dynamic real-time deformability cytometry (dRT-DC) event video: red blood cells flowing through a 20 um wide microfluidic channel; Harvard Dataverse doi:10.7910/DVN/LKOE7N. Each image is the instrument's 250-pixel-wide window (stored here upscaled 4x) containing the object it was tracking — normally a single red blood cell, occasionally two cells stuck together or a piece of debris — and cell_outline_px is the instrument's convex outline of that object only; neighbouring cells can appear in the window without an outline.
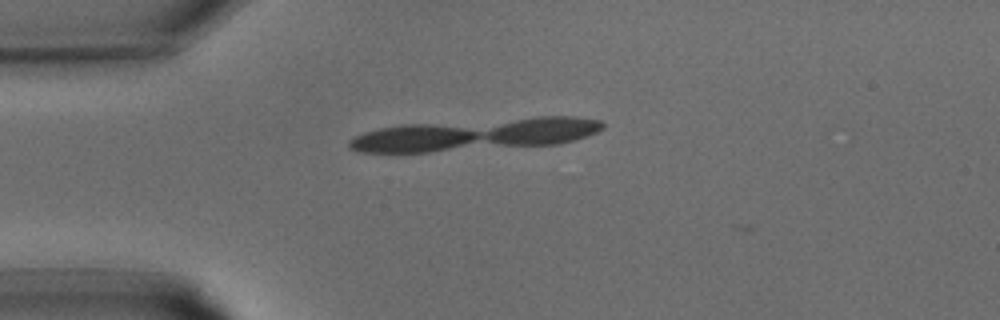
{"species": "common noctule bat (a hibernating species)", "species_latin": "Nyctalus noctula", "temperature_condition": "warm", "stored_images_in_passage": 11, "segment_of_instrument_passage": [2, 2], "camera_frame_rate_fps": 3000, "um_per_image_px": 0.085, "animal": {"sex": "male", "body_mass_g": 15.6}, "frame": {"image": 1, "passage_image": 8, "time_ms": 2.333, "image_size_px": [1000, 320], "cell_outline_px": [[476, 136], [452, 144], [436, 148], [412, 152], [384, 152], [356, 148], [352, 144], [356, 140], [364, 136], [376, 132], [392, 128], [444, 128], [472, 132]], "centroid_in_image_um": [34.93, 11.85], "position_along_channel_um": 50.1, "area_um2": 15.49}}